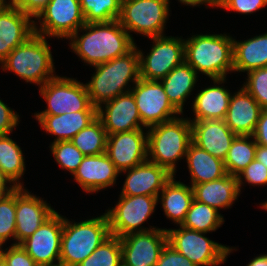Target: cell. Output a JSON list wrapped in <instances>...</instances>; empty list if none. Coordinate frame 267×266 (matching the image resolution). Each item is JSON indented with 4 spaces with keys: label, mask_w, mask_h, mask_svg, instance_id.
<instances>
[{
    "label": "cell",
    "mask_w": 267,
    "mask_h": 266,
    "mask_svg": "<svg viewBox=\"0 0 267 266\" xmlns=\"http://www.w3.org/2000/svg\"><path fill=\"white\" fill-rule=\"evenodd\" d=\"M68 40L72 52L87 66H95L123 56L136 44L118 20L85 23Z\"/></svg>",
    "instance_id": "obj_1"
},
{
    "label": "cell",
    "mask_w": 267,
    "mask_h": 266,
    "mask_svg": "<svg viewBox=\"0 0 267 266\" xmlns=\"http://www.w3.org/2000/svg\"><path fill=\"white\" fill-rule=\"evenodd\" d=\"M95 72L86 83L92 105L98 108L103 103L129 92L140 79L139 54L134 47L127 54L93 66Z\"/></svg>",
    "instance_id": "obj_2"
},
{
    "label": "cell",
    "mask_w": 267,
    "mask_h": 266,
    "mask_svg": "<svg viewBox=\"0 0 267 266\" xmlns=\"http://www.w3.org/2000/svg\"><path fill=\"white\" fill-rule=\"evenodd\" d=\"M185 62L210 79L233 72V37L229 34H195L184 39ZM230 71V72H229Z\"/></svg>",
    "instance_id": "obj_3"
},
{
    "label": "cell",
    "mask_w": 267,
    "mask_h": 266,
    "mask_svg": "<svg viewBox=\"0 0 267 266\" xmlns=\"http://www.w3.org/2000/svg\"><path fill=\"white\" fill-rule=\"evenodd\" d=\"M191 142L192 125L188 117L181 116L152 126L147 130L148 161L175 175L177 161L186 157Z\"/></svg>",
    "instance_id": "obj_4"
},
{
    "label": "cell",
    "mask_w": 267,
    "mask_h": 266,
    "mask_svg": "<svg viewBox=\"0 0 267 266\" xmlns=\"http://www.w3.org/2000/svg\"><path fill=\"white\" fill-rule=\"evenodd\" d=\"M47 40L48 38L34 33L0 63L2 71H10L27 83L39 87L56 77L55 63Z\"/></svg>",
    "instance_id": "obj_5"
},
{
    "label": "cell",
    "mask_w": 267,
    "mask_h": 266,
    "mask_svg": "<svg viewBox=\"0 0 267 266\" xmlns=\"http://www.w3.org/2000/svg\"><path fill=\"white\" fill-rule=\"evenodd\" d=\"M111 236L106 213L82 221L64 217L60 266H77Z\"/></svg>",
    "instance_id": "obj_6"
},
{
    "label": "cell",
    "mask_w": 267,
    "mask_h": 266,
    "mask_svg": "<svg viewBox=\"0 0 267 266\" xmlns=\"http://www.w3.org/2000/svg\"><path fill=\"white\" fill-rule=\"evenodd\" d=\"M169 6L168 0H122L118 21L133 40L131 32L147 38L163 36L171 14Z\"/></svg>",
    "instance_id": "obj_7"
},
{
    "label": "cell",
    "mask_w": 267,
    "mask_h": 266,
    "mask_svg": "<svg viewBox=\"0 0 267 266\" xmlns=\"http://www.w3.org/2000/svg\"><path fill=\"white\" fill-rule=\"evenodd\" d=\"M39 93L47 107L43 111L35 112L34 115L97 111L90 101L86 84L76 78L57 75L39 87Z\"/></svg>",
    "instance_id": "obj_8"
},
{
    "label": "cell",
    "mask_w": 267,
    "mask_h": 266,
    "mask_svg": "<svg viewBox=\"0 0 267 266\" xmlns=\"http://www.w3.org/2000/svg\"><path fill=\"white\" fill-rule=\"evenodd\" d=\"M168 244L187 257L196 266H218L236 248L222 245L206 237V232L195 231L179 225L178 229H166Z\"/></svg>",
    "instance_id": "obj_9"
},
{
    "label": "cell",
    "mask_w": 267,
    "mask_h": 266,
    "mask_svg": "<svg viewBox=\"0 0 267 266\" xmlns=\"http://www.w3.org/2000/svg\"><path fill=\"white\" fill-rule=\"evenodd\" d=\"M118 198L117 204L105 211L111 235L120 238L130 233L146 232L157 228L156 226L145 228L141 225L151 218L158 205V197L119 195Z\"/></svg>",
    "instance_id": "obj_10"
},
{
    "label": "cell",
    "mask_w": 267,
    "mask_h": 266,
    "mask_svg": "<svg viewBox=\"0 0 267 266\" xmlns=\"http://www.w3.org/2000/svg\"><path fill=\"white\" fill-rule=\"evenodd\" d=\"M149 53L137 48L139 54L140 78L149 81H160L185 59V44L182 36H156Z\"/></svg>",
    "instance_id": "obj_11"
},
{
    "label": "cell",
    "mask_w": 267,
    "mask_h": 266,
    "mask_svg": "<svg viewBox=\"0 0 267 266\" xmlns=\"http://www.w3.org/2000/svg\"><path fill=\"white\" fill-rule=\"evenodd\" d=\"M34 19V33L58 40H68L85 24L79 0H50Z\"/></svg>",
    "instance_id": "obj_12"
},
{
    "label": "cell",
    "mask_w": 267,
    "mask_h": 266,
    "mask_svg": "<svg viewBox=\"0 0 267 266\" xmlns=\"http://www.w3.org/2000/svg\"><path fill=\"white\" fill-rule=\"evenodd\" d=\"M130 91L135 98L142 125L146 129L182 115L168 100L160 81L140 78Z\"/></svg>",
    "instance_id": "obj_13"
},
{
    "label": "cell",
    "mask_w": 267,
    "mask_h": 266,
    "mask_svg": "<svg viewBox=\"0 0 267 266\" xmlns=\"http://www.w3.org/2000/svg\"><path fill=\"white\" fill-rule=\"evenodd\" d=\"M64 216L57 211L20 243L38 266H60Z\"/></svg>",
    "instance_id": "obj_14"
},
{
    "label": "cell",
    "mask_w": 267,
    "mask_h": 266,
    "mask_svg": "<svg viewBox=\"0 0 267 266\" xmlns=\"http://www.w3.org/2000/svg\"><path fill=\"white\" fill-rule=\"evenodd\" d=\"M166 229L156 228L120 237L122 265L156 266L163 248L168 243Z\"/></svg>",
    "instance_id": "obj_15"
},
{
    "label": "cell",
    "mask_w": 267,
    "mask_h": 266,
    "mask_svg": "<svg viewBox=\"0 0 267 266\" xmlns=\"http://www.w3.org/2000/svg\"><path fill=\"white\" fill-rule=\"evenodd\" d=\"M107 135L106 154L116 169L122 172L148 160L147 129Z\"/></svg>",
    "instance_id": "obj_16"
},
{
    "label": "cell",
    "mask_w": 267,
    "mask_h": 266,
    "mask_svg": "<svg viewBox=\"0 0 267 266\" xmlns=\"http://www.w3.org/2000/svg\"><path fill=\"white\" fill-rule=\"evenodd\" d=\"M46 202L24 187L16 189V244L30 237L56 212Z\"/></svg>",
    "instance_id": "obj_17"
},
{
    "label": "cell",
    "mask_w": 267,
    "mask_h": 266,
    "mask_svg": "<svg viewBox=\"0 0 267 266\" xmlns=\"http://www.w3.org/2000/svg\"><path fill=\"white\" fill-rule=\"evenodd\" d=\"M97 117L107 135L146 129L142 125L137 104L131 91L118 95L97 108Z\"/></svg>",
    "instance_id": "obj_18"
},
{
    "label": "cell",
    "mask_w": 267,
    "mask_h": 266,
    "mask_svg": "<svg viewBox=\"0 0 267 266\" xmlns=\"http://www.w3.org/2000/svg\"><path fill=\"white\" fill-rule=\"evenodd\" d=\"M13 3L0 9V63L34 34V20Z\"/></svg>",
    "instance_id": "obj_19"
},
{
    "label": "cell",
    "mask_w": 267,
    "mask_h": 266,
    "mask_svg": "<svg viewBox=\"0 0 267 266\" xmlns=\"http://www.w3.org/2000/svg\"><path fill=\"white\" fill-rule=\"evenodd\" d=\"M126 174L120 195H148L158 197L160 191L172 178V174L164 167L150 161L120 172Z\"/></svg>",
    "instance_id": "obj_20"
},
{
    "label": "cell",
    "mask_w": 267,
    "mask_h": 266,
    "mask_svg": "<svg viewBox=\"0 0 267 266\" xmlns=\"http://www.w3.org/2000/svg\"><path fill=\"white\" fill-rule=\"evenodd\" d=\"M120 172L106 153L85 156L72 175L85 193H97L116 184Z\"/></svg>",
    "instance_id": "obj_21"
},
{
    "label": "cell",
    "mask_w": 267,
    "mask_h": 266,
    "mask_svg": "<svg viewBox=\"0 0 267 266\" xmlns=\"http://www.w3.org/2000/svg\"><path fill=\"white\" fill-rule=\"evenodd\" d=\"M192 142L212 156L225 160L235 137L224 120H191Z\"/></svg>",
    "instance_id": "obj_22"
},
{
    "label": "cell",
    "mask_w": 267,
    "mask_h": 266,
    "mask_svg": "<svg viewBox=\"0 0 267 266\" xmlns=\"http://www.w3.org/2000/svg\"><path fill=\"white\" fill-rule=\"evenodd\" d=\"M259 103L241 86L231 94L225 123L236 135H252L261 113Z\"/></svg>",
    "instance_id": "obj_23"
},
{
    "label": "cell",
    "mask_w": 267,
    "mask_h": 266,
    "mask_svg": "<svg viewBox=\"0 0 267 266\" xmlns=\"http://www.w3.org/2000/svg\"><path fill=\"white\" fill-rule=\"evenodd\" d=\"M211 80L214 85L203 87L193 98L191 108L194 118L192 120L225 119L232 92L230 93V90L224 87L226 78Z\"/></svg>",
    "instance_id": "obj_24"
},
{
    "label": "cell",
    "mask_w": 267,
    "mask_h": 266,
    "mask_svg": "<svg viewBox=\"0 0 267 266\" xmlns=\"http://www.w3.org/2000/svg\"><path fill=\"white\" fill-rule=\"evenodd\" d=\"M194 199L220 211L229 209L241 194L238 175L227 174L222 178L193 185Z\"/></svg>",
    "instance_id": "obj_25"
},
{
    "label": "cell",
    "mask_w": 267,
    "mask_h": 266,
    "mask_svg": "<svg viewBox=\"0 0 267 266\" xmlns=\"http://www.w3.org/2000/svg\"><path fill=\"white\" fill-rule=\"evenodd\" d=\"M53 142L71 139L97 117V111H78L61 115H33Z\"/></svg>",
    "instance_id": "obj_26"
},
{
    "label": "cell",
    "mask_w": 267,
    "mask_h": 266,
    "mask_svg": "<svg viewBox=\"0 0 267 266\" xmlns=\"http://www.w3.org/2000/svg\"><path fill=\"white\" fill-rule=\"evenodd\" d=\"M175 178L173 175L160 191L158 202H161L165 217L178 226L183 223L190 209L194 193L191 185L176 181Z\"/></svg>",
    "instance_id": "obj_27"
},
{
    "label": "cell",
    "mask_w": 267,
    "mask_h": 266,
    "mask_svg": "<svg viewBox=\"0 0 267 266\" xmlns=\"http://www.w3.org/2000/svg\"><path fill=\"white\" fill-rule=\"evenodd\" d=\"M267 67V32L244 41L233 38V72Z\"/></svg>",
    "instance_id": "obj_28"
},
{
    "label": "cell",
    "mask_w": 267,
    "mask_h": 266,
    "mask_svg": "<svg viewBox=\"0 0 267 266\" xmlns=\"http://www.w3.org/2000/svg\"><path fill=\"white\" fill-rule=\"evenodd\" d=\"M185 160L191 177V186L210 182L227 175L223 160L212 156L193 142L188 146Z\"/></svg>",
    "instance_id": "obj_29"
},
{
    "label": "cell",
    "mask_w": 267,
    "mask_h": 266,
    "mask_svg": "<svg viewBox=\"0 0 267 266\" xmlns=\"http://www.w3.org/2000/svg\"><path fill=\"white\" fill-rule=\"evenodd\" d=\"M198 77L195 69L184 61L160 80L168 100L182 115L185 102L197 86Z\"/></svg>",
    "instance_id": "obj_30"
},
{
    "label": "cell",
    "mask_w": 267,
    "mask_h": 266,
    "mask_svg": "<svg viewBox=\"0 0 267 266\" xmlns=\"http://www.w3.org/2000/svg\"><path fill=\"white\" fill-rule=\"evenodd\" d=\"M23 155L21 147L10 134L0 136V168L18 187H24L23 182H20L26 171Z\"/></svg>",
    "instance_id": "obj_31"
},
{
    "label": "cell",
    "mask_w": 267,
    "mask_h": 266,
    "mask_svg": "<svg viewBox=\"0 0 267 266\" xmlns=\"http://www.w3.org/2000/svg\"><path fill=\"white\" fill-rule=\"evenodd\" d=\"M224 222V216L218 210L194 199L181 226L210 233L220 228Z\"/></svg>",
    "instance_id": "obj_32"
},
{
    "label": "cell",
    "mask_w": 267,
    "mask_h": 266,
    "mask_svg": "<svg viewBox=\"0 0 267 266\" xmlns=\"http://www.w3.org/2000/svg\"><path fill=\"white\" fill-rule=\"evenodd\" d=\"M257 144L252 135H237L224 160L227 174L238 175L255 159Z\"/></svg>",
    "instance_id": "obj_33"
},
{
    "label": "cell",
    "mask_w": 267,
    "mask_h": 266,
    "mask_svg": "<svg viewBox=\"0 0 267 266\" xmlns=\"http://www.w3.org/2000/svg\"><path fill=\"white\" fill-rule=\"evenodd\" d=\"M71 142L85 155H98L106 152L107 133L102 122L96 117L79 131Z\"/></svg>",
    "instance_id": "obj_34"
},
{
    "label": "cell",
    "mask_w": 267,
    "mask_h": 266,
    "mask_svg": "<svg viewBox=\"0 0 267 266\" xmlns=\"http://www.w3.org/2000/svg\"><path fill=\"white\" fill-rule=\"evenodd\" d=\"M85 23L118 20L122 0H79Z\"/></svg>",
    "instance_id": "obj_35"
},
{
    "label": "cell",
    "mask_w": 267,
    "mask_h": 266,
    "mask_svg": "<svg viewBox=\"0 0 267 266\" xmlns=\"http://www.w3.org/2000/svg\"><path fill=\"white\" fill-rule=\"evenodd\" d=\"M121 239L111 235L77 266H121Z\"/></svg>",
    "instance_id": "obj_36"
},
{
    "label": "cell",
    "mask_w": 267,
    "mask_h": 266,
    "mask_svg": "<svg viewBox=\"0 0 267 266\" xmlns=\"http://www.w3.org/2000/svg\"><path fill=\"white\" fill-rule=\"evenodd\" d=\"M16 190L0 197V247L11 238L16 244Z\"/></svg>",
    "instance_id": "obj_37"
},
{
    "label": "cell",
    "mask_w": 267,
    "mask_h": 266,
    "mask_svg": "<svg viewBox=\"0 0 267 266\" xmlns=\"http://www.w3.org/2000/svg\"><path fill=\"white\" fill-rule=\"evenodd\" d=\"M49 148L56 163L72 175L85 157L71 141L51 142Z\"/></svg>",
    "instance_id": "obj_38"
},
{
    "label": "cell",
    "mask_w": 267,
    "mask_h": 266,
    "mask_svg": "<svg viewBox=\"0 0 267 266\" xmlns=\"http://www.w3.org/2000/svg\"><path fill=\"white\" fill-rule=\"evenodd\" d=\"M247 74L242 87L259 103L262 109H267V67L252 70Z\"/></svg>",
    "instance_id": "obj_39"
},
{
    "label": "cell",
    "mask_w": 267,
    "mask_h": 266,
    "mask_svg": "<svg viewBox=\"0 0 267 266\" xmlns=\"http://www.w3.org/2000/svg\"><path fill=\"white\" fill-rule=\"evenodd\" d=\"M238 181H239V188L241 191V186H244V183L250 184L253 187L258 186H266L267 185V168L259 162L258 160L254 159L248 166L243 169L238 174ZM244 181V182H243Z\"/></svg>",
    "instance_id": "obj_40"
},
{
    "label": "cell",
    "mask_w": 267,
    "mask_h": 266,
    "mask_svg": "<svg viewBox=\"0 0 267 266\" xmlns=\"http://www.w3.org/2000/svg\"><path fill=\"white\" fill-rule=\"evenodd\" d=\"M0 256L8 266H38L20 244L10 245L5 250L0 247Z\"/></svg>",
    "instance_id": "obj_41"
},
{
    "label": "cell",
    "mask_w": 267,
    "mask_h": 266,
    "mask_svg": "<svg viewBox=\"0 0 267 266\" xmlns=\"http://www.w3.org/2000/svg\"><path fill=\"white\" fill-rule=\"evenodd\" d=\"M267 6V0H222L217 7L240 14L250 15Z\"/></svg>",
    "instance_id": "obj_42"
},
{
    "label": "cell",
    "mask_w": 267,
    "mask_h": 266,
    "mask_svg": "<svg viewBox=\"0 0 267 266\" xmlns=\"http://www.w3.org/2000/svg\"><path fill=\"white\" fill-rule=\"evenodd\" d=\"M20 115L0 99V136L12 134L20 123Z\"/></svg>",
    "instance_id": "obj_43"
},
{
    "label": "cell",
    "mask_w": 267,
    "mask_h": 266,
    "mask_svg": "<svg viewBox=\"0 0 267 266\" xmlns=\"http://www.w3.org/2000/svg\"><path fill=\"white\" fill-rule=\"evenodd\" d=\"M156 266H196L168 243L163 248Z\"/></svg>",
    "instance_id": "obj_44"
},
{
    "label": "cell",
    "mask_w": 267,
    "mask_h": 266,
    "mask_svg": "<svg viewBox=\"0 0 267 266\" xmlns=\"http://www.w3.org/2000/svg\"><path fill=\"white\" fill-rule=\"evenodd\" d=\"M50 0H8L19 7L24 13L35 18Z\"/></svg>",
    "instance_id": "obj_45"
},
{
    "label": "cell",
    "mask_w": 267,
    "mask_h": 266,
    "mask_svg": "<svg viewBox=\"0 0 267 266\" xmlns=\"http://www.w3.org/2000/svg\"><path fill=\"white\" fill-rule=\"evenodd\" d=\"M256 144L267 146V109H262L254 133Z\"/></svg>",
    "instance_id": "obj_46"
},
{
    "label": "cell",
    "mask_w": 267,
    "mask_h": 266,
    "mask_svg": "<svg viewBox=\"0 0 267 266\" xmlns=\"http://www.w3.org/2000/svg\"><path fill=\"white\" fill-rule=\"evenodd\" d=\"M17 188L18 186H16V184L12 180H10L0 168V197L11 194Z\"/></svg>",
    "instance_id": "obj_47"
},
{
    "label": "cell",
    "mask_w": 267,
    "mask_h": 266,
    "mask_svg": "<svg viewBox=\"0 0 267 266\" xmlns=\"http://www.w3.org/2000/svg\"><path fill=\"white\" fill-rule=\"evenodd\" d=\"M255 159L267 168V146L257 144Z\"/></svg>",
    "instance_id": "obj_48"
},
{
    "label": "cell",
    "mask_w": 267,
    "mask_h": 266,
    "mask_svg": "<svg viewBox=\"0 0 267 266\" xmlns=\"http://www.w3.org/2000/svg\"><path fill=\"white\" fill-rule=\"evenodd\" d=\"M245 266H267V254H259L251 259Z\"/></svg>",
    "instance_id": "obj_49"
},
{
    "label": "cell",
    "mask_w": 267,
    "mask_h": 266,
    "mask_svg": "<svg viewBox=\"0 0 267 266\" xmlns=\"http://www.w3.org/2000/svg\"><path fill=\"white\" fill-rule=\"evenodd\" d=\"M168 1L170 4V0ZM178 2L182 3L183 5L192 6V7H197V6L199 7L200 5H203V4L206 6V8L211 7L205 0H178Z\"/></svg>",
    "instance_id": "obj_50"
},
{
    "label": "cell",
    "mask_w": 267,
    "mask_h": 266,
    "mask_svg": "<svg viewBox=\"0 0 267 266\" xmlns=\"http://www.w3.org/2000/svg\"><path fill=\"white\" fill-rule=\"evenodd\" d=\"M210 6H211V8H217L220 4H221V2H222V0H205Z\"/></svg>",
    "instance_id": "obj_51"
},
{
    "label": "cell",
    "mask_w": 267,
    "mask_h": 266,
    "mask_svg": "<svg viewBox=\"0 0 267 266\" xmlns=\"http://www.w3.org/2000/svg\"><path fill=\"white\" fill-rule=\"evenodd\" d=\"M260 206H261L260 208H263V210L267 211V201L260 203Z\"/></svg>",
    "instance_id": "obj_52"
},
{
    "label": "cell",
    "mask_w": 267,
    "mask_h": 266,
    "mask_svg": "<svg viewBox=\"0 0 267 266\" xmlns=\"http://www.w3.org/2000/svg\"><path fill=\"white\" fill-rule=\"evenodd\" d=\"M0 266H8L5 260L0 256Z\"/></svg>",
    "instance_id": "obj_53"
},
{
    "label": "cell",
    "mask_w": 267,
    "mask_h": 266,
    "mask_svg": "<svg viewBox=\"0 0 267 266\" xmlns=\"http://www.w3.org/2000/svg\"><path fill=\"white\" fill-rule=\"evenodd\" d=\"M8 3L7 0H0V9Z\"/></svg>",
    "instance_id": "obj_54"
}]
</instances>
